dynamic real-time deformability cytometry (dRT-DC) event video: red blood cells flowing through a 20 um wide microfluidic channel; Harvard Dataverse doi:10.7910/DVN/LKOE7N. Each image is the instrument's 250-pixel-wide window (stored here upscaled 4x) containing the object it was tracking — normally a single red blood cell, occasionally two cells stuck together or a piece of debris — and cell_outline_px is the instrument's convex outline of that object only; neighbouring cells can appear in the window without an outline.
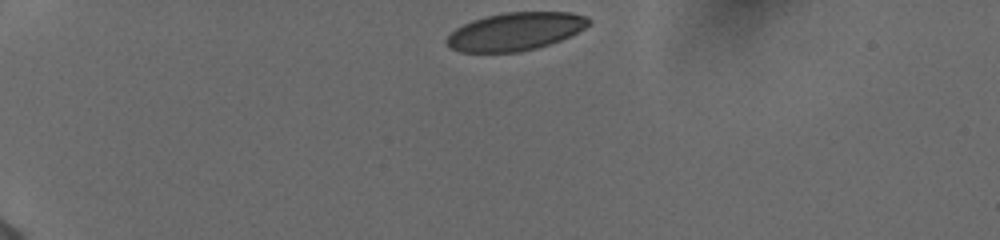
{"species": "human", "species_latin": "Homo sapiens", "temperature_condition": "cold", "stored_images_in_passage": 36, "camera_frame_rate_fps": 3000, "um_per_image_px": 0.085, "donor": {"sex": "female"}, "frame": {"image": 1, "passage_image": 1, "time_ms": 0.0, "image_size_px": [1000, 240], "cell_outline_px": [[588, 24], [584, 28], [560, 40], [536, 48], [520, 52], [460, 52], [452, 48], [444, 40], [456, 28], [472, 20], [504, 12], [568, 12], [588, 16]], "centroid_in_image_um": [43.77, 2.67], "position_along_channel_um": 41.2, "area_um2": 31.04}}
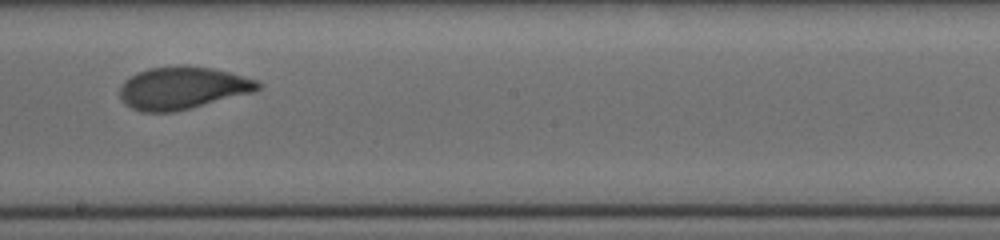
{"frame": {"image": 2, "passage_image": 21, "time_ms": 6.667, "image_size_px": [1000, 240], "cell_outline_px": [[264, 84], [260, 88], [252, 92], [172, 112], [140, 112], [124, 104], [120, 96], [120, 88], [124, 80], [136, 72], [148, 68], [184, 64], [212, 68], [228, 72], [256, 80]], "centroid_in_image_um": [15.46, 7.46], "position_along_channel_um": 232.7, "area_um2": 34.1}}
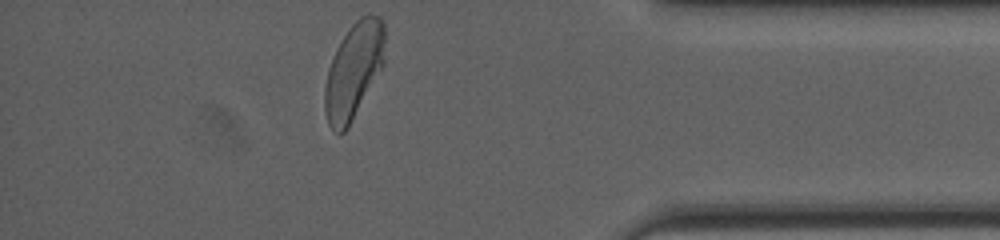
{"frame": {"image": 3, "passage_image": 36, "time_ms": 11.667, "image_size_px": [1000, 240], "cell_outline_px": [[384, 64], [348, 128], [344, 132], [336, 132], [328, 124], [324, 108], [324, 88], [328, 68], [332, 56], [336, 48], [352, 24], [360, 16], [368, 12], [372, 12], [380, 16], [384, 24]], "centroid_in_image_um": [30.06, 5.97], "position_along_channel_um": 405.1, "area_um2": 33.7}, "authors_computed_cell_mechanics": {"area_um2": 33.8997, "velocity_mm_per_s": 3.8774, "shape_relaxation_time_tau1_ms": 3.9072, "shape_relaxation_time_tau2_ms": null, "deformation_change_tau1": 0.1493, "deformation_change_tau2": null}}